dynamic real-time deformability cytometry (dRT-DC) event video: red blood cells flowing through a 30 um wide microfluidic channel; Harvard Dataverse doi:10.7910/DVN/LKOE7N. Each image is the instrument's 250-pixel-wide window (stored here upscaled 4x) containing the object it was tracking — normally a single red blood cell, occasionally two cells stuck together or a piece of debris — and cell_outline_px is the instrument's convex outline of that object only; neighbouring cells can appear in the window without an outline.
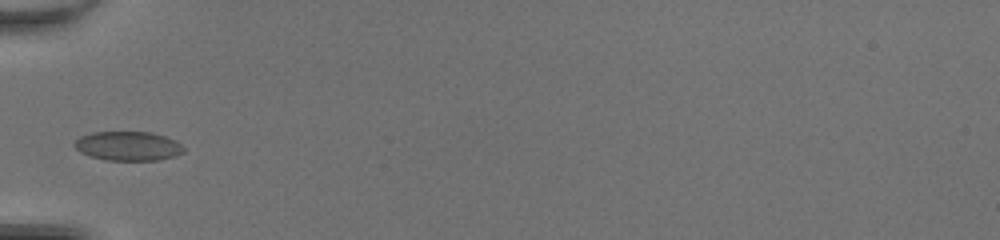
{"species": "common noctule bat (a hibernating species)", "species_latin": "Nyctalus noctula", "temperature_condition": "room temperature", "stored_images_in_passage": 32, "camera_frame_rate_fps": 3000, "um_per_image_px": 0.085, "animal": {"sex": "female", "body_mass_g": 20.0, "forearm_length_mm": 54.0}, "frame": {"image": 1, "passage_image": 1, "time_ms": 0.0, "image_size_px": [1000, 240], "cell_outline_px": [[184, 152], [160, 160], [104, 160], [80, 152], [72, 144], [80, 136], [92, 132], [152, 132], [176, 140], [184, 148]], "centroid_in_image_um": [10.87, 12.4], "position_along_channel_um": 74.1, "area_um2": 18.55}}
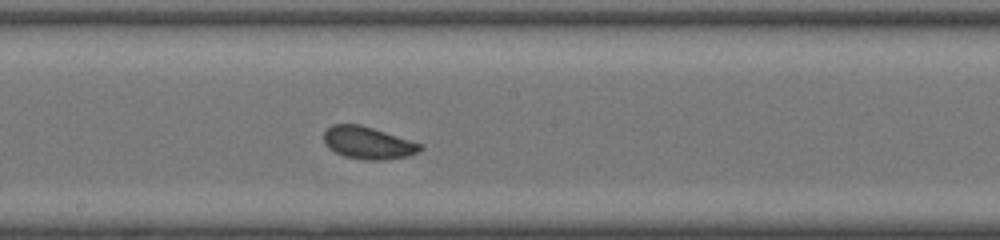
{"frame": {"image": 2, "passage_image": 11, "time_ms": 3.333, "image_size_px": [1000, 240], "cell_outline_px": [[424, 148], [420, 152], [408, 156], [384, 160], [364, 160], [344, 156], [328, 148], [324, 144], [324, 132], [332, 124], [360, 124], [424, 144]], "centroid_in_image_um": [31.31, 12.15], "position_along_channel_um": 216.9, "area_um2": 18.38}}
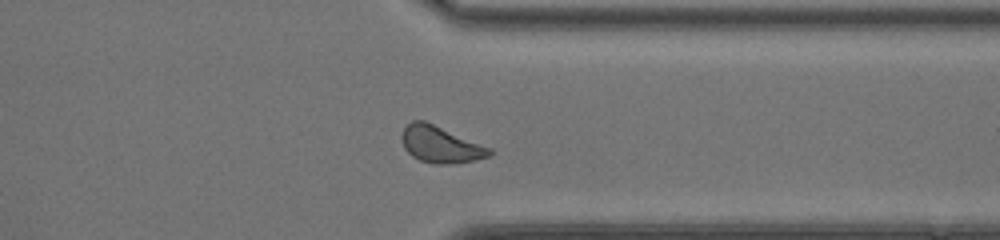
{"frame": {"image": 3, "passage_image": 22, "time_ms": 7.0, "image_size_px": [1000, 240], "cell_outline_px": [[492, 156], [476, 160], [448, 164], [436, 164], [420, 160], [412, 156], [404, 148], [400, 136], [404, 128], [412, 120], [424, 120], [492, 148]], "centroid_in_image_um": [37.45, 12.28], "position_along_channel_um": 373.9, "area_um2": 18.79}, "authors_computed_cell_mechanics": {"area_um2": 18.3515, "velocity_mm_per_s": 4.2843, "shape_relaxation_time_tau1_ms": 5.5655, "shape_relaxation_time_tau2_ms": 1.0641, "deformation_change_tau1": 0.0715, "deformation_change_tau2": 0.0641}}